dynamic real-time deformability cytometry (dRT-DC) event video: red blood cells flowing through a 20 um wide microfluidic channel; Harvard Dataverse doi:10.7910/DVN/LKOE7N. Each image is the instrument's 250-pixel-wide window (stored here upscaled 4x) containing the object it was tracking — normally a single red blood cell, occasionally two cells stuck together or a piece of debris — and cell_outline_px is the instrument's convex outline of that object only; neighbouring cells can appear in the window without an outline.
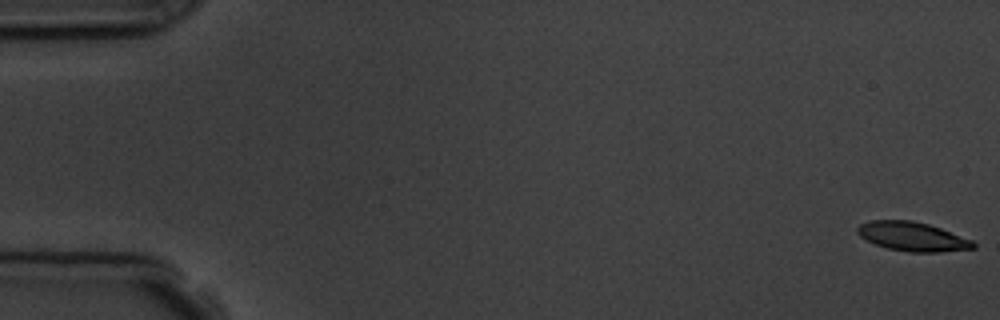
{"species": "common noctule bat (a hibernating species)", "species_latin": "Nyctalus noctula", "temperature_condition": "room temperature", "stored_images_in_passage": 6, "camera_frame_rate_fps": 3000, "um_per_image_px": 0.085, "animal": {"sex": "male", "body_mass_g": 19.5, "forearm_length_mm": 54.6}, "frame": {"image": 1, "passage_image": 1, "time_ms": 0.0, "image_size_px": [1000, 320], "cell_outline_px": [[976, 248], [940, 252], [908, 252], [888, 248], [876, 244], [860, 236], [856, 232], [856, 228], [860, 224], [872, 220], [912, 220], [928, 224], [940, 228], [972, 240], [976, 244]], "centroid_in_image_um": [77.56, 20.1], "position_along_channel_um": 7.4, "area_um2": 19.54}}
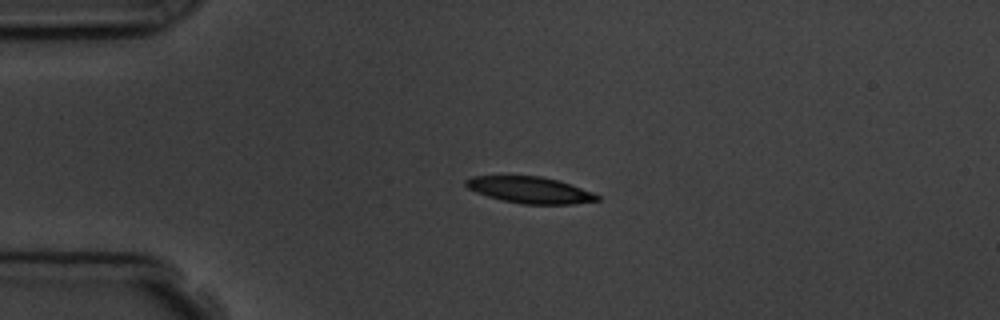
{"frame": {"image": 2, "passage_image": 4, "time_ms": 4.0, "image_size_px": [1000, 320], "cell_outline_px": [[600, 200], [572, 204], [524, 204], [500, 200], [476, 192], [468, 188], [464, 184], [464, 180], [472, 176], [540, 176], [560, 180], [572, 184], [592, 192], [600, 196]], "centroid_in_image_um": [45.05, 16.14], "position_along_channel_um": 39.9, "area_um2": 20.35}}